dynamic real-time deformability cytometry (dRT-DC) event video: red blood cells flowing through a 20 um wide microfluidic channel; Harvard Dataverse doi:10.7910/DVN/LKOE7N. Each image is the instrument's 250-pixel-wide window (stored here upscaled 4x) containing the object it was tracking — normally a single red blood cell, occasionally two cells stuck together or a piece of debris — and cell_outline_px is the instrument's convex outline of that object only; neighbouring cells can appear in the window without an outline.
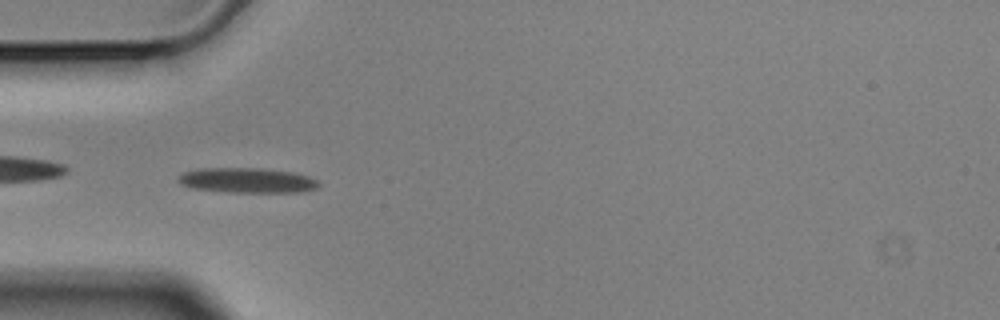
{"species": "Egyptian fruit bat (a non-hibernating species)", "species_latin": "Rousettus aegyptiacus", "temperature_condition": "cold", "stored_images_in_passage": 40, "camera_frame_rate_fps": 3000, "um_per_image_px": 0.085, "animal": {"sex": "male"}, "frame": {"image": 1, "passage_image": 1, "time_ms": 0.0, "image_size_px": [1000, 320], "cell_outline_px": [[320, 188], [300, 192], [232, 192], [192, 188], [180, 184], [176, 180], [184, 172], [196, 168], [260, 168], [292, 172], [308, 176], [316, 180], [320, 184]], "centroid_in_image_um": [21.01, 15.33], "position_along_channel_um": 64.0, "area_um2": 20.52}}
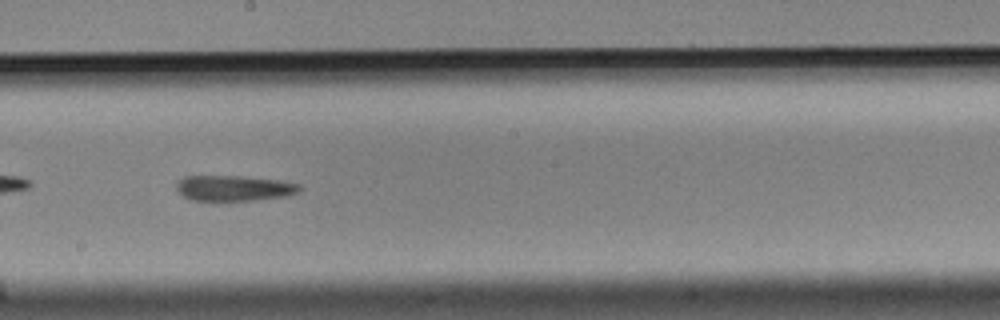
{"frame": {"image": 2, "passage_image": 15, "time_ms": 4.667, "image_size_px": [1000, 320], "cell_outline_px": [[304, 188], [300, 192], [284, 196], [256, 200], [192, 200], [184, 196], [176, 188], [176, 184], [184, 176], [240, 176], [280, 180], [300, 184]], "centroid_in_image_um": [19.94, 15.98], "position_along_channel_um": 228.3, "area_um2": 18.26}}
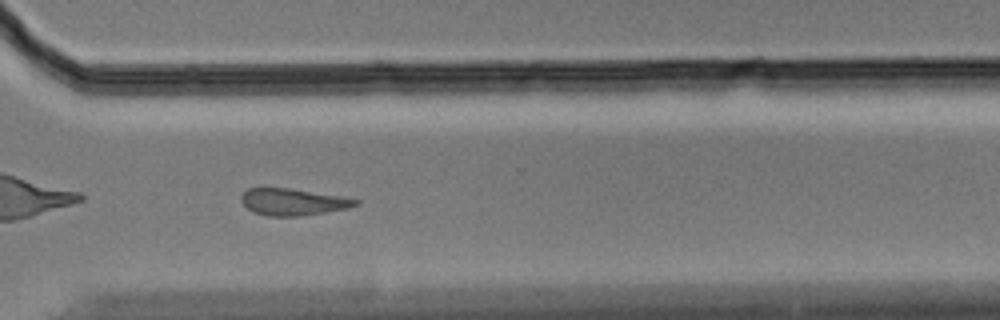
{"frame": {"image": 3, "passage_image": 25, "time_ms": 8.0, "image_size_px": [1000, 320], "cell_outline_px": [[360, 204], [348, 208], [300, 216], [268, 216], [252, 212], [240, 200], [240, 196], [248, 188], [288, 188], [340, 196], [360, 200]], "centroid_in_image_um": [24.89, 17.16], "position_along_channel_um": 345.7, "area_um2": 17.74}, "authors_computed_cell_mechanics": {"area_um2": 18.9295, "velocity_mm_per_s": 3.5289, "shape_relaxation_time_tau1_ms": 4.9354, "shape_relaxation_time_tau2_ms": null, "deformation_change_tau1": 0.1635, "deformation_change_tau2": null}}